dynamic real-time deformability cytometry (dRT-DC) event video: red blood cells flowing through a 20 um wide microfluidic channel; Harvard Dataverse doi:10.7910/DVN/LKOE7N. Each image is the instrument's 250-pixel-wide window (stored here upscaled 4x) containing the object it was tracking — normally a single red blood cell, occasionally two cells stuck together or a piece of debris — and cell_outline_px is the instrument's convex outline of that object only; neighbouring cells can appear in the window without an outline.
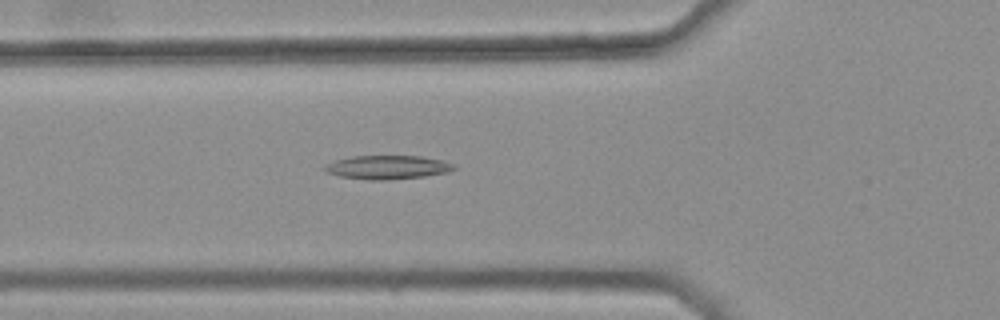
{"species": "common noctule bat (a hibernating species)", "species_latin": "Nyctalus noctula", "temperature_condition": "warm", "stored_images_in_passage": 37, "camera_frame_rate_fps": 3000, "um_per_image_px": 0.085, "animal": {"sex": "female", "body_mass_g": 25.1}, "frame": {"image": 1, "passage_image": 10, "time_ms": 3.0, "image_size_px": [1000, 320], "cell_outline_px": [[456, 168], [448, 172], [424, 176], [388, 180], [368, 180], [340, 176], [324, 172], [320, 168], [324, 164], [336, 160], [352, 156], [420, 156], [440, 160], [456, 164]], "centroid_in_image_um": [32.88, 14.22], "position_along_channel_um": 92.9, "area_um2": 18.03}}
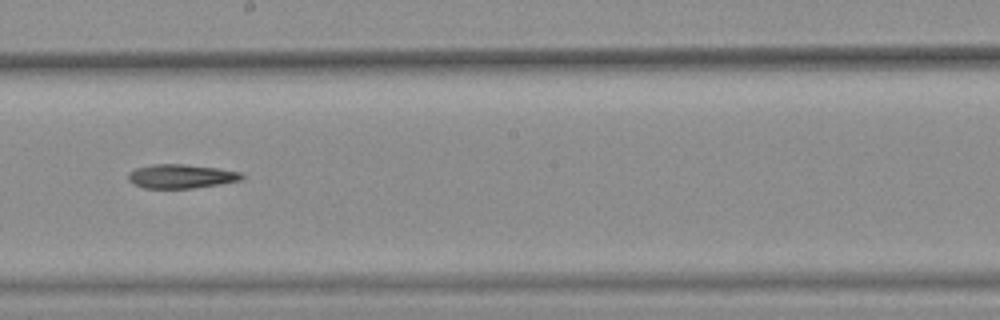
{"frame": {"image": 2, "passage_image": 21, "time_ms": 6.667, "image_size_px": [1000, 320], "cell_outline_px": [[244, 180], [220, 184], [192, 188], [144, 188], [132, 184], [128, 180], [128, 172], [136, 168], [152, 164], [184, 164], [216, 168], [240, 172], [244, 176]], "centroid_in_image_um": [15.37, 14.99], "position_along_channel_um": 232.8, "area_um2": 15.95}}
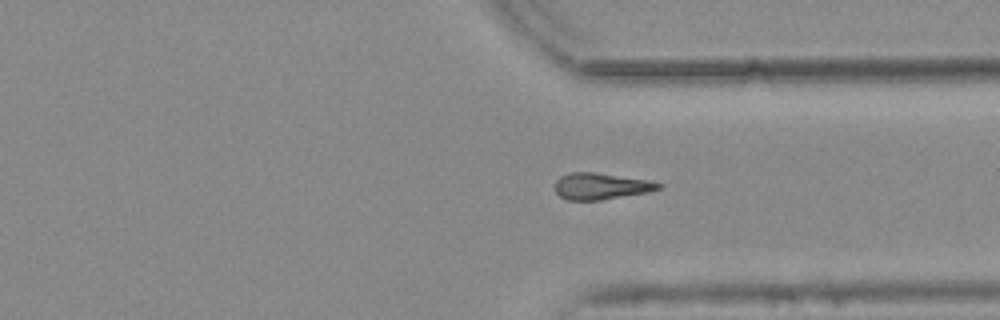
{"frame": {"image": 3, "passage_image": 31, "time_ms": 10.0, "image_size_px": [1000, 320], "cell_outline_px": [[664, 188], [648, 192], [600, 200], [568, 200], [560, 196], [556, 192], [556, 180], [560, 176], [568, 172], [596, 172], [648, 180], [664, 184]], "centroid_in_image_um": [51.11, 15.82], "position_along_channel_um": 360.3, "area_um2": 16.07}}